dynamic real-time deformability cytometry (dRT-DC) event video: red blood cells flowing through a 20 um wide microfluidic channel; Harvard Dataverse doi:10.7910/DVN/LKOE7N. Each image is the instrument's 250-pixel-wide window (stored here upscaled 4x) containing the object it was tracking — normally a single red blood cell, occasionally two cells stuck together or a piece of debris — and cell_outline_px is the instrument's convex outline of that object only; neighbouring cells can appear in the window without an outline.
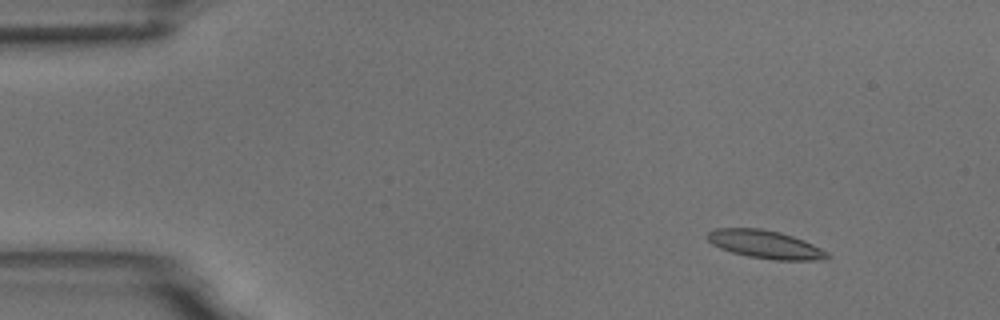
{"species": "common noctule bat (a hibernating species)", "species_latin": "Nyctalus noctula", "temperature_condition": "room temperature", "stored_images_in_passage": 4, "camera_frame_rate_fps": 3000, "um_per_image_px": 0.085, "animal": {"sex": "male", "body_mass_g": 18.8}, "frame": {"image": 1, "passage_image": 2, "time_ms": 1.333, "image_size_px": [1000, 320], "cell_outline_px": [[832, 256], [824, 260], [772, 260], [748, 256], [732, 252], [720, 248], [712, 244], [704, 236], [708, 232], [716, 228], [760, 228], [780, 232], [804, 240], [828, 252]], "centroid_in_image_um": [65.04, 20.78], "position_along_channel_um": 20.0, "area_um2": 19.77}}